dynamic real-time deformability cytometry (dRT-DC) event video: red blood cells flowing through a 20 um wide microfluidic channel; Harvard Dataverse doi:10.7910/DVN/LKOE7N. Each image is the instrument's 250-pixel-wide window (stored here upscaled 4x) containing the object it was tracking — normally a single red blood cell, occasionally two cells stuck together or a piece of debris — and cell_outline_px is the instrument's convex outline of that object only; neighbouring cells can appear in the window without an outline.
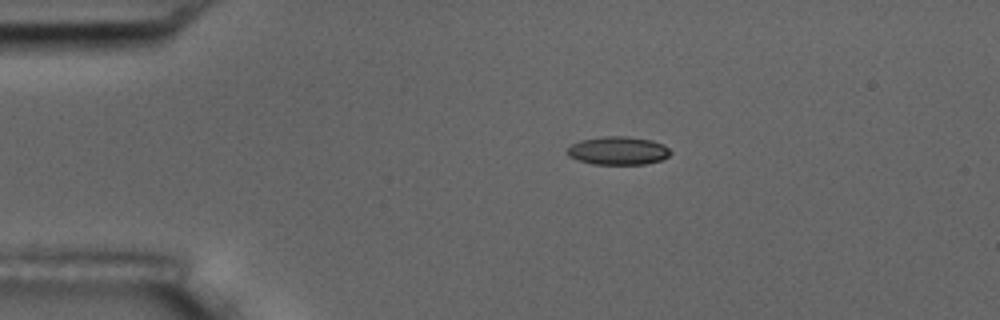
{"species": "common noctule bat (a hibernating species)", "species_latin": "Nyctalus noctula", "temperature_condition": "room temperature", "stored_images_in_passage": 14, "camera_frame_rate_fps": 3000, "um_per_image_px": 0.085, "animal": {"sex": "male", "body_mass_g": 17.5, "forearm_length_mm": 52.3}, "frame": {"image": 1, "passage_image": 1, "time_ms": 0.0, "image_size_px": [1000, 320], "cell_outline_px": [[672, 152], [668, 156], [660, 160], [644, 164], [592, 164], [576, 160], [568, 156], [568, 148], [572, 144], [580, 140], [604, 136], [624, 136], [652, 140], [664, 144]], "centroid_in_image_um": [52.53, 12.8], "position_along_channel_um": 32.5, "area_um2": 16.99}}
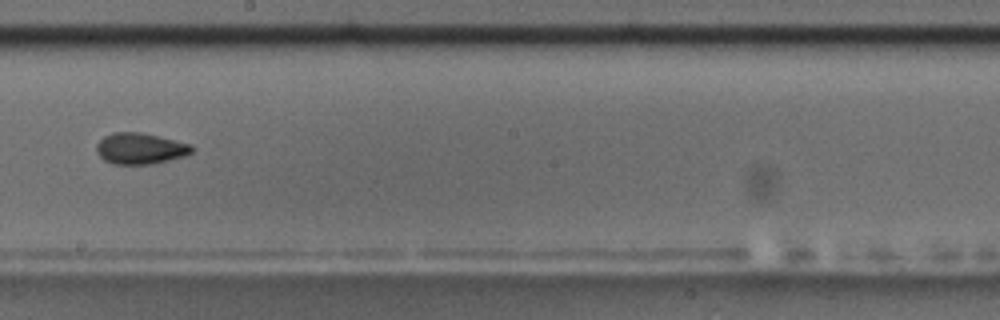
{"frame": {"image": 2, "passage_image": 7, "time_ms": 7.0, "image_size_px": [1000, 320], "cell_outline_px": [[192, 152], [188, 156], [152, 164], [112, 164], [104, 160], [96, 152], [96, 144], [104, 136], [112, 132], [140, 132], [192, 144]], "centroid_in_image_um": [11.92, 12.63], "position_along_channel_um": 236.3, "area_um2": 17.46}}
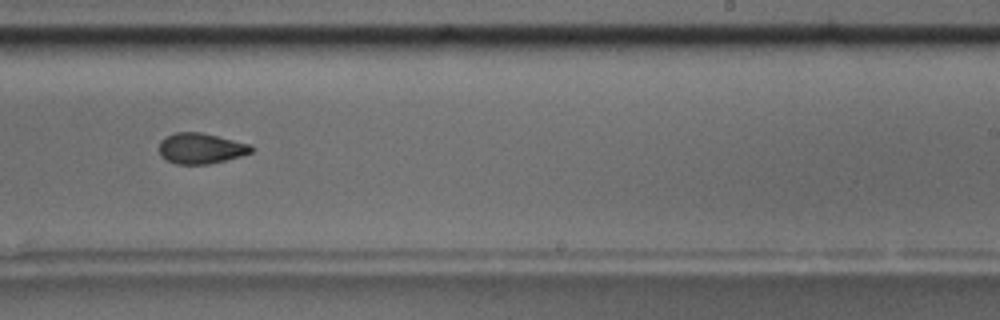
{"frame": {"image": 3, "passage_image": 8, "time_ms": 8.0, "image_size_px": [1000, 320], "cell_outline_px": [[256, 148], [252, 152], [240, 156], [208, 164], [176, 164], [160, 156], [160, 140], [164, 136], [176, 132], [200, 132], [252, 144]], "centroid_in_image_um": [17.08, 12.6], "position_along_channel_um": 271.9, "area_um2": 16.53}, "authors_computed_cell_mechanics": {"area_um2": 17.2244, "velocity_mm_per_s": 3.5638, "shape_relaxation_time_tau1_ms": 6.8622, "shape_relaxation_time_tau2_ms": 1.9565, "deformation_change_tau1": 0.1508, "deformation_change_tau2": 0.066}}